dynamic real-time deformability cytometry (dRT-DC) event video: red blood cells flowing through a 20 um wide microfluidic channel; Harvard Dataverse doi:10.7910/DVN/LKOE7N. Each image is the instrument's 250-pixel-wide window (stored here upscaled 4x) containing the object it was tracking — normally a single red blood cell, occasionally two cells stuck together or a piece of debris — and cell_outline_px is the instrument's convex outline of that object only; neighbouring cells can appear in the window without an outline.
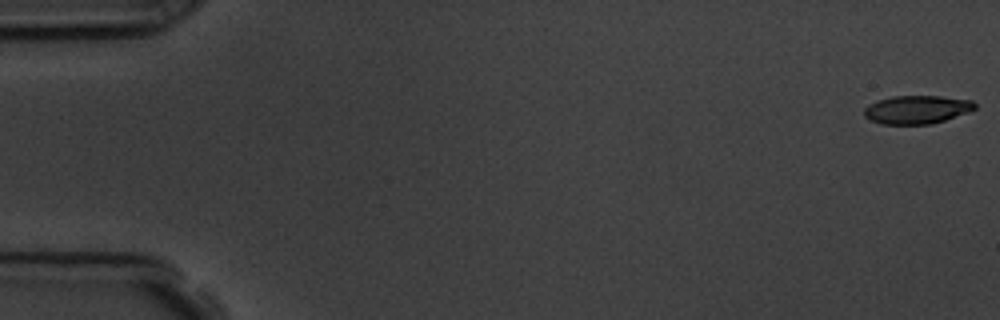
{"species": "common noctule bat (a hibernating species)", "species_latin": "Nyctalus noctula", "temperature_condition": "room temperature", "stored_images_in_passage": 57, "camera_frame_rate_fps": 3000, "um_per_image_px": 0.085, "animal": {"sex": "male", "body_mass_g": 19.5, "forearm_length_mm": 54.6}, "frame": {"image": 1, "passage_image": 1, "time_ms": 0.0, "image_size_px": [1000, 320], "cell_outline_px": [[976, 108], [968, 112], [932, 124], [880, 124], [864, 116], [864, 108], [868, 104], [876, 100], [892, 96], [940, 96], [972, 100], [976, 104]], "centroid_in_image_um": [77.91, 9.31], "position_along_channel_um": 7.1, "area_um2": 18.32}}
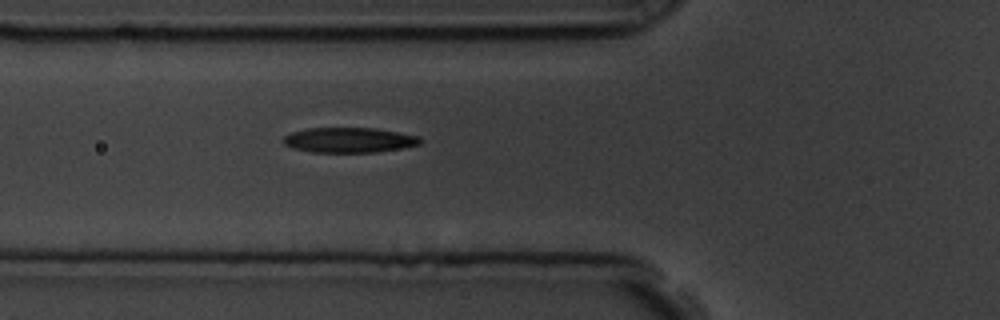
{"frame": {"image": 2, "passage_image": 21, "time_ms": 6.667, "image_size_px": [1000, 320], "cell_outline_px": [[424, 140], [420, 144], [404, 148], [376, 152], [312, 152], [292, 148], [284, 144], [280, 140], [284, 136], [292, 132], [308, 128], [376, 128], [420, 136]], "centroid_in_image_um": [29.69, 11.9], "position_along_channel_um": 96.1, "area_um2": 20.23}}
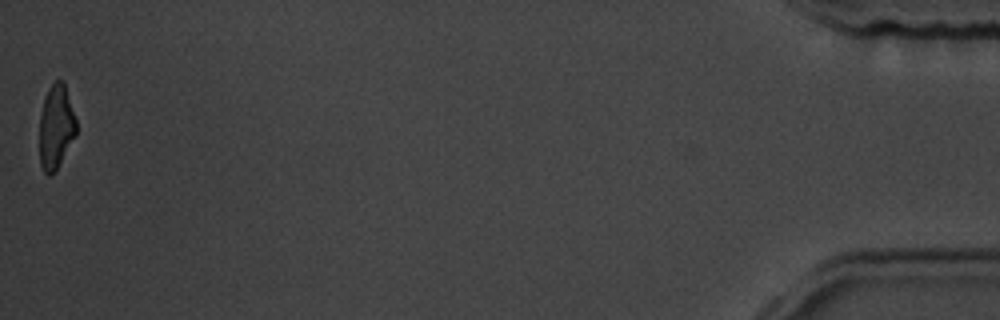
{"frame": {"image": 3, "passage_image": 57, "time_ms": 18.667, "image_size_px": [1000, 320], "cell_outline_px": [[76, 136], [56, 168], [48, 176], [44, 172], [40, 164], [40, 116], [44, 96], [48, 88], [56, 80], [64, 80], [76, 120]], "centroid_in_image_um": [4.76, 10.73], "position_along_channel_um": 430.4, "area_um2": 17.92}, "authors_computed_cell_mechanics": {"area_um2": 20.1144, "velocity_mm_per_s": 3.6014, "shape_relaxation_time_tau1_ms": 4.2115, "shape_relaxation_time_tau2_ms": 2.3751, "deformation_change_tau1": 0.1616, "deformation_change_tau2": 0.1076}}